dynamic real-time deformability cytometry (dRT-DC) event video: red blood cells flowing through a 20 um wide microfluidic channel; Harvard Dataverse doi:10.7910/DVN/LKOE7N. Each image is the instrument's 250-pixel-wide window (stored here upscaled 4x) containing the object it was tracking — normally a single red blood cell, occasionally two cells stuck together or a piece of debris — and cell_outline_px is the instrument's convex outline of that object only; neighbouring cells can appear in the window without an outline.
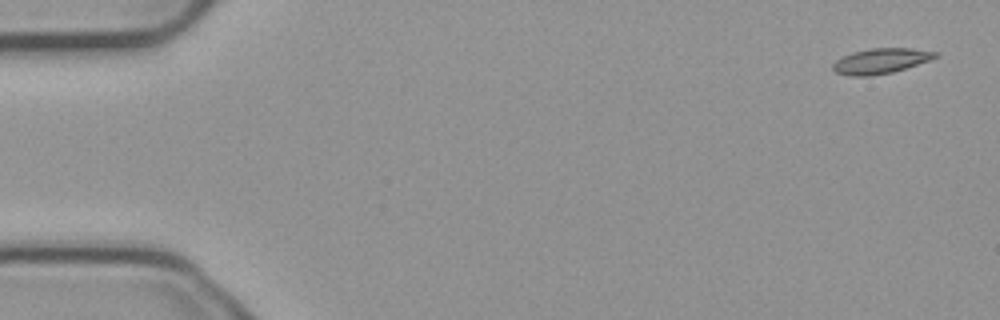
{"species": "common noctule bat (a hibernating species)", "species_latin": "Nyctalus noctula", "temperature_condition": "cold", "stored_images_in_passage": 4, "camera_frame_rate_fps": 3000, "um_per_image_px": 0.085, "animal": {"sex": "male", "body_mass_g": 23.1, "forearm_length_mm": 52.7}, "frame": {"image": 1, "passage_image": 1, "time_ms": 0.0, "image_size_px": [1000, 320], "cell_outline_px": [[940, 56], [892, 72], [872, 76], [852, 76], [836, 72], [832, 68], [832, 64], [836, 60], [852, 52], [868, 48], [912, 48], [940, 52]], "centroid_in_image_um": [74.87, 5.17], "position_along_channel_um": 10.1, "area_um2": 15.03}}
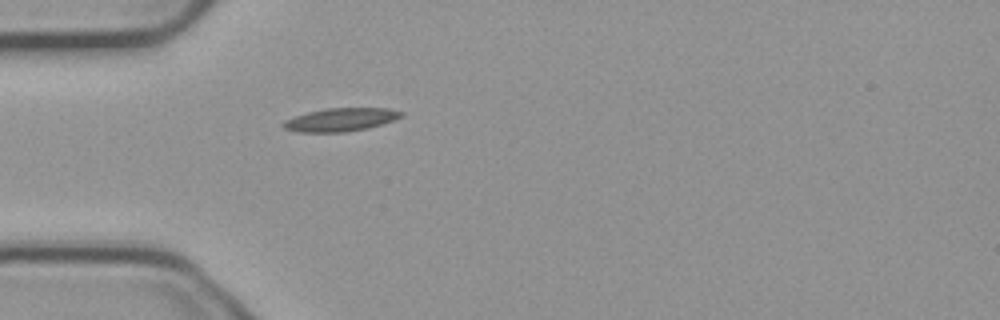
{"frame": {"image": 2, "passage_image": 4, "time_ms": 1.0, "image_size_px": [1000, 320], "cell_outline_px": [[404, 116], [368, 128], [344, 132], [300, 132], [284, 128], [280, 124], [284, 120], [308, 112], [324, 108], [388, 108], [404, 112]], "centroid_in_image_um": [28.95, 10.16], "position_along_channel_um": 56.1, "area_um2": 15.9}}